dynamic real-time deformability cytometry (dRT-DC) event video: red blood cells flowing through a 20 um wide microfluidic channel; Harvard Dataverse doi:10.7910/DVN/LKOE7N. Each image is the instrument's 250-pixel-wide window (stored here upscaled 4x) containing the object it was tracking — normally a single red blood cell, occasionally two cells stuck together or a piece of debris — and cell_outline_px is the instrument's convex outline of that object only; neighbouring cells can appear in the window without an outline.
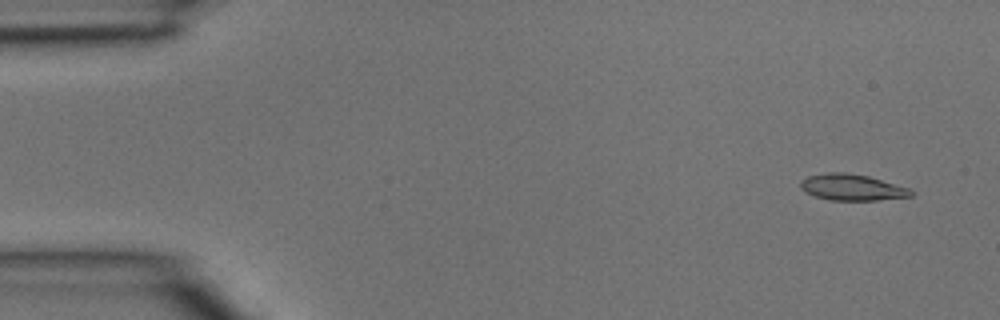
{"species": "common noctule bat (a hibernating species)", "species_latin": "Nyctalus noctula", "temperature_condition": "room temperature", "stored_images_in_passage": 4, "camera_frame_rate_fps": 3000, "um_per_image_px": 0.085, "animal": {"sex": "male", "body_mass_g": 15.6}, "frame": {"image": 1, "passage_image": 1, "time_ms": 0.0, "image_size_px": [1000, 320], "cell_outline_px": [[912, 196], [876, 200], [828, 200], [804, 192], [800, 188], [800, 180], [808, 176], [828, 172], [844, 172], [868, 176], [912, 188]], "centroid_in_image_um": [72.41, 15.92], "position_along_channel_um": 12.6, "area_um2": 16.99}}
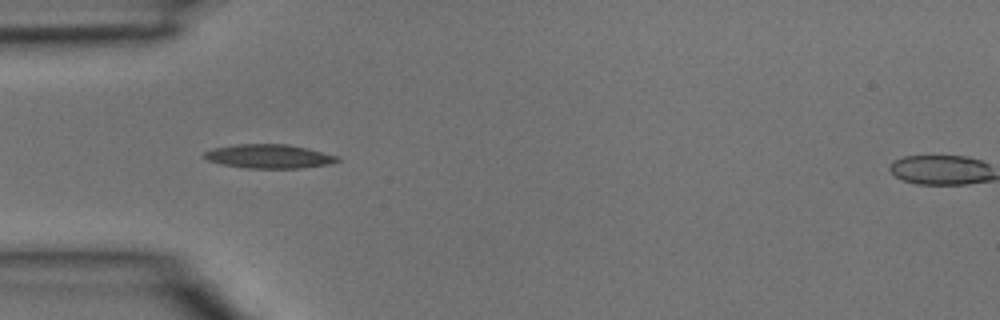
{"frame": {"image": 2, "passage_image": 4, "time_ms": 1.0, "image_size_px": [1000, 320], "cell_outline_px": [[340, 160], [328, 164], [300, 168], [248, 168], [220, 164], [208, 160], [200, 156], [204, 152], [212, 148], [236, 144], [288, 144], [308, 148], [340, 156]], "centroid_in_image_um": [22.84, 13.28], "position_along_channel_um": 62.2, "area_um2": 18.73}}